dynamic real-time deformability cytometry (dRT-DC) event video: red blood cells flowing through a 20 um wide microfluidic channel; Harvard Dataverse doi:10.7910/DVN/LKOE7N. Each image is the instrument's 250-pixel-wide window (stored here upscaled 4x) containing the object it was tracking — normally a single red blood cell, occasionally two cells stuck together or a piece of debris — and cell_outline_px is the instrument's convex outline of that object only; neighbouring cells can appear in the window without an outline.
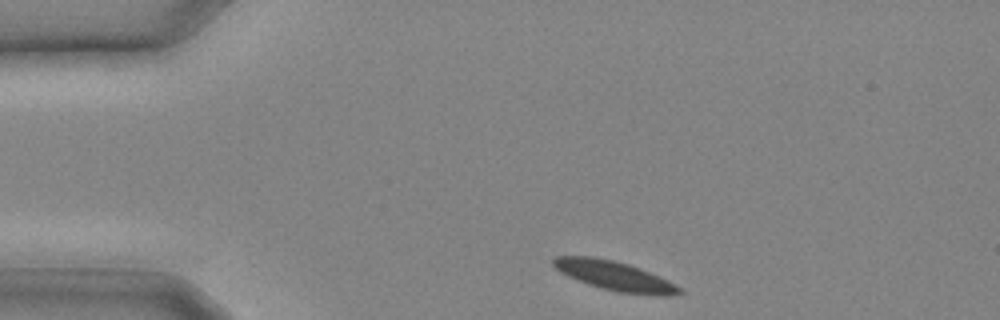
{"species": "common noctule bat (a hibernating species)", "species_latin": "Nyctalus noctula", "temperature_condition": "cold", "stored_images_in_passage": 11, "camera_frame_rate_fps": 3000, "um_per_image_px": 0.085, "animal": {"sex": "male", "body_mass_g": 20.4}, "frame": {"image": 1, "passage_image": 1, "time_ms": 0.0, "image_size_px": [1000, 320], "cell_outline_px": [[684, 292], [668, 296], [660, 296], [616, 292], [600, 288], [588, 284], [568, 276], [560, 272], [552, 264], [552, 256], [592, 256], [612, 260], [628, 264], [640, 268], [668, 280], [680, 288]], "centroid_in_image_um": [52.22, 23.45], "position_along_channel_um": 32.8, "area_um2": 21.62}}
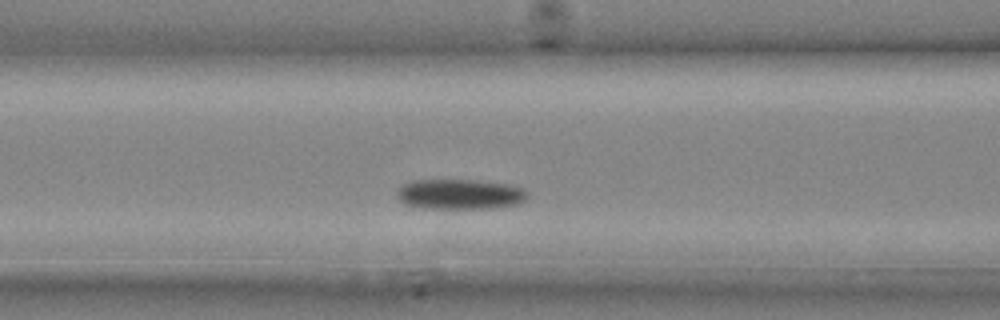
{"frame": {"image": 2, "passage_image": 7, "time_ms": 2.0, "image_size_px": [1000, 320], "cell_outline_px": [[528, 196], [520, 204], [496, 208], [420, 208], [404, 204], [396, 196], [396, 192], [404, 184], [416, 180], [476, 180], [508, 184], [524, 188], [528, 192]], "centroid_in_image_um": [39.12, 16.51], "position_along_channel_um": 127.5, "area_um2": 23.12}}
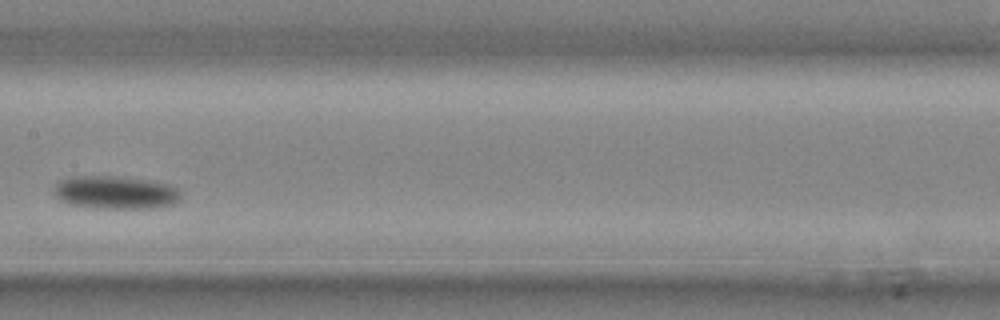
{"frame": {"image": 3, "passage_image": 10, "time_ms": 3.0, "image_size_px": [1000, 320], "cell_outline_px": [[180, 200], [176, 204], [160, 208], [96, 208], [68, 204], [60, 200], [52, 192], [56, 184], [60, 180], [72, 176], [112, 176], [148, 180], [168, 184], [176, 188], [180, 192]], "centroid_in_image_um": [9.82, 16.37], "position_along_channel_um": 197.6, "area_um2": 24.68}}